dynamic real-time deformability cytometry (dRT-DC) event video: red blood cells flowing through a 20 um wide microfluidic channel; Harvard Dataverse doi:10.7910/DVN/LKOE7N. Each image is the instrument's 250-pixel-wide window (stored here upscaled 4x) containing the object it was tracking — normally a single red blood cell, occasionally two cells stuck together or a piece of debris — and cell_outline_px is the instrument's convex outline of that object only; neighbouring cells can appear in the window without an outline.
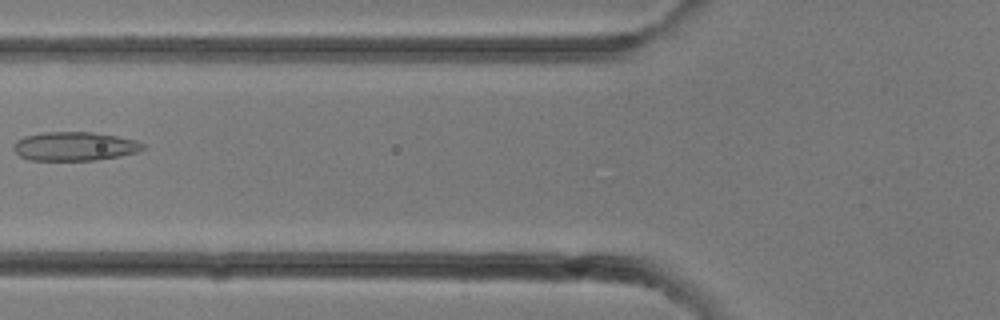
{"species": "common noctule bat (a hibernating species)", "species_latin": "Nyctalus noctula", "temperature_condition": "room temperature", "stored_images_in_passage": 21, "camera_frame_rate_fps": 3000, "um_per_image_px": 0.085, "animal": {"sex": "female"}, "frame": {"image": 1, "passage_image": 4, "time_ms": 1.0, "image_size_px": [1000, 320], "cell_outline_px": [[148, 148], [140, 152], [120, 156], [96, 160], [28, 160], [20, 156], [12, 148], [12, 144], [16, 140], [24, 136], [40, 132], [92, 132], [116, 136], [136, 140], [144, 144]], "centroid_in_image_um": [6.35, 12.43], "position_along_channel_um": 119.4, "area_um2": 22.08}}
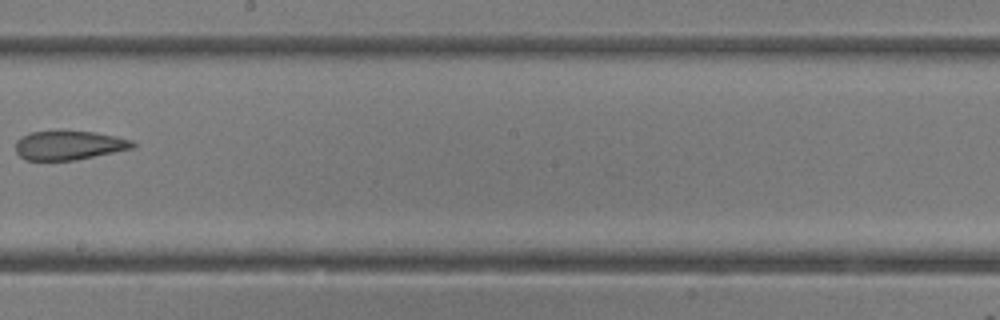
{"frame": {"image": 2, "passage_image": 9, "time_ms": 2.667, "image_size_px": [1000, 320], "cell_outline_px": [[136, 148], [76, 160], [24, 160], [16, 152], [16, 140], [20, 136], [28, 132], [64, 128], [96, 132], [116, 136], [132, 140], [136, 144]], "centroid_in_image_um": [5.86, 12.3], "position_along_channel_um": 242.3, "area_um2": 20.87}}
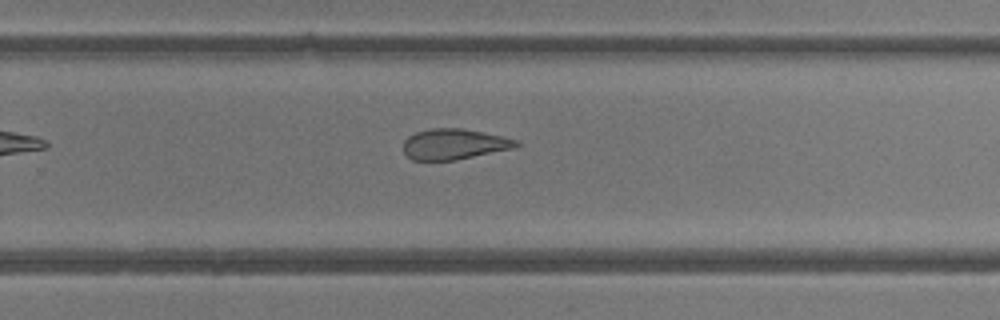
{"frame": {"image": 3, "passage_image": 11, "time_ms": 3.333, "image_size_px": [1000, 320], "cell_outline_px": [[520, 144], [512, 148], [456, 160], [412, 160], [404, 152], [404, 140], [408, 136], [416, 132], [428, 128], [460, 128], [484, 132], [516, 140]], "centroid_in_image_um": [38.55, 12.24], "position_along_channel_um": 291.2, "area_um2": 19.94}}